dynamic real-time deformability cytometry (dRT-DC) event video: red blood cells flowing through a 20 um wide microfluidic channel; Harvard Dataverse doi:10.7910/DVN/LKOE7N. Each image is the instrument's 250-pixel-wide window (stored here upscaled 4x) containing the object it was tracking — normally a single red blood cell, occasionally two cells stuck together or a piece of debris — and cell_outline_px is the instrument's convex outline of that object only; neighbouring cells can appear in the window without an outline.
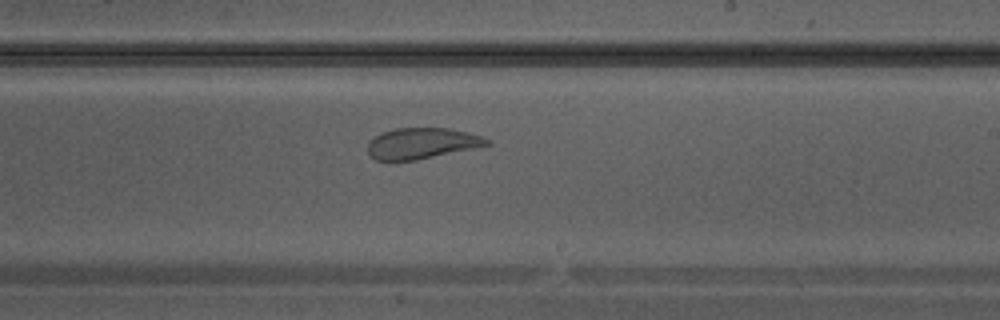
{"species": "Egyptian fruit bat (a non-hibernating species)", "species_latin": "Rousettus aegyptiacus", "temperature_condition": "warm", "stored_images_in_passage": 34, "camera_frame_rate_fps": 3000, "um_per_image_px": 0.085, "animal": {"sex": "male"}, "frame": {"image": 1, "passage_image": 20, "time_ms": 6.333, "image_size_px": [1000, 320], "cell_outline_px": [[492, 144], [416, 160], [376, 160], [368, 156], [368, 140], [380, 132], [392, 128], [448, 128], [468, 132], [492, 140]], "centroid_in_image_um": [35.81, 12.17], "position_along_channel_um": 253.2, "area_um2": 21.62}}